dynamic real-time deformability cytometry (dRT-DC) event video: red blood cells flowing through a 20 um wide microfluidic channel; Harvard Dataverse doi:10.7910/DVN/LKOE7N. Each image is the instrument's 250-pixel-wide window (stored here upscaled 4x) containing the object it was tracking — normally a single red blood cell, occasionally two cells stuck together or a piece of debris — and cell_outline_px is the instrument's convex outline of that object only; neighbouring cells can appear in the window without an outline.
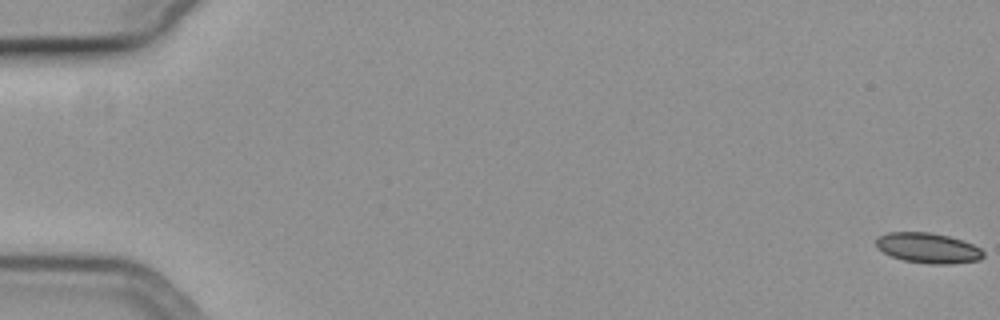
{"species": "common noctule bat (a hibernating species)", "species_latin": "Nyctalus noctula", "temperature_condition": "cold", "stored_images_in_passage": 22, "camera_frame_rate_fps": 3000, "um_per_image_px": 0.085, "animal": {"sex": "female", "body_mass_g": 19.3, "forearm_length_mm": 54.1}, "frame": {"image": 1, "passage_image": 1, "time_ms": 0.0, "image_size_px": [1000, 320], "cell_outline_px": [[984, 256], [980, 260], [952, 264], [928, 264], [904, 260], [892, 256], [876, 248], [876, 236], [888, 232], [932, 232], [964, 240], [980, 248], [984, 252]], "centroid_in_image_um": [78.89, 21.07], "position_along_channel_um": 6.1, "area_um2": 19.13}}
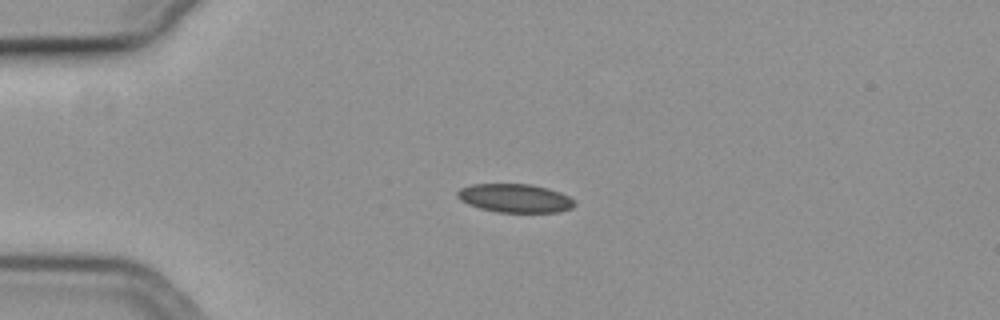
{"frame": {"image": 2, "passage_image": 16, "time_ms": 5.0, "image_size_px": [1000, 320], "cell_outline_px": [[576, 204], [572, 208], [560, 212], [496, 212], [480, 208], [468, 204], [460, 200], [456, 196], [456, 192], [460, 188], [472, 184], [532, 184], [548, 188], [560, 192], [576, 200]], "centroid_in_image_um": [43.79, 16.84], "position_along_channel_um": 41.2, "area_um2": 19.71}}